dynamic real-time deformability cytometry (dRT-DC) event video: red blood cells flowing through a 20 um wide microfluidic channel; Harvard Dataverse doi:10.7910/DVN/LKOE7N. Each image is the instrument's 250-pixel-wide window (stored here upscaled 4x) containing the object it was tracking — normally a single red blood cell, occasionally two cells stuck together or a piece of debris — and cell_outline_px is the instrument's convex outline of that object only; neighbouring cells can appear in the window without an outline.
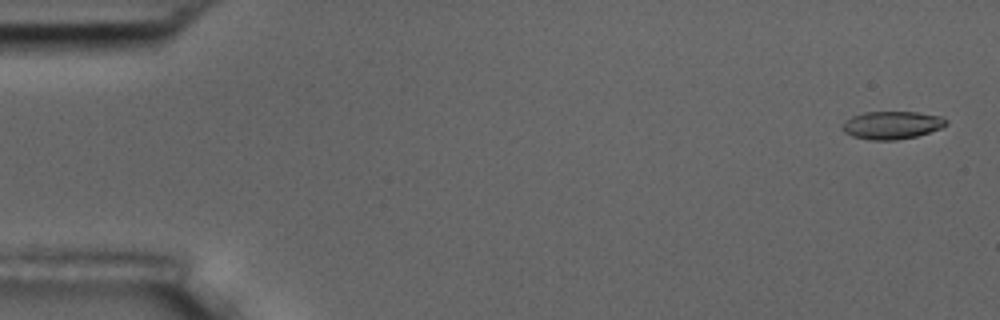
{"species": "common noctule bat (a hibernating species)", "species_latin": "Nyctalus noctula", "temperature_condition": "room temperature", "stored_images_in_passage": 5, "camera_frame_rate_fps": 3000, "um_per_image_px": 0.085, "animal": {"sex": "male", "body_mass_g": 17.5, "forearm_length_mm": 52.3}, "frame": {"image": 1, "passage_image": 1, "time_ms": 0.0, "image_size_px": [1000, 320], "cell_outline_px": [[948, 124], [940, 128], [916, 136], [896, 140], [872, 140], [852, 136], [844, 132], [844, 124], [852, 116], [864, 112], [916, 112], [944, 116], [948, 120]], "centroid_in_image_um": [75.87, 10.63], "position_along_channel_um": 9.1, "area_um2": 16.7}}
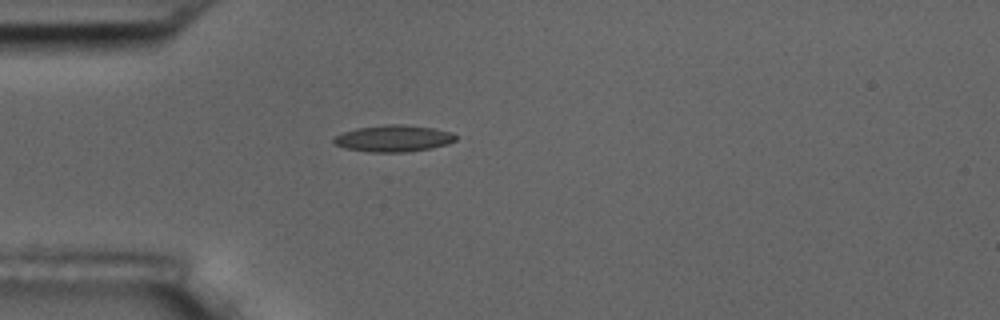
{"frame": {"image": 2, "passage_image": 5, "time_ms": 4.667, "image_size_px": [1000, 320], "cell_outline_px": [[456, 140], [448, 144], [432, 148], [404, 152], [368, 152], [344, 148], [332, 144], [332, 140], [336, 136], [344, 132], [356, 128], [388, 124], [404, 124], [432, 128], [452, 132], [456, 136]], "centroid_in_image_um": [33.43, 11.77], "position_along_channel_um": 51.6, "area_um2": 19.02}}